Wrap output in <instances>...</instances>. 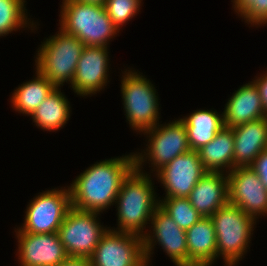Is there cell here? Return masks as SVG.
Segmentation results:
<instances>
[{"instance_id": "cell-20", "label": "cell", "mask_w": 267, "mask_h": 266, "mask_svg": "<svg viewBox=\"0 0 267 266\" xmlns=\"http://www.w3.org/2000/svg\"><path fill=\"white\" fill-rule=\"evenodd\" d=\"M197 152L207 172L229 173L234 169L232 128L224 127L221 129L210 142L198 149Z\"/></svg>"}, {"instance_id": "cell-5", "label": "cell", "mask_w": 267, "mask_h": 266, "mask_svg": "<svg viewBox=\"0 0 267 266\" xmlns=\"http://www.w3.org/2000/svg\"><path fill=\"white\" fill-rule=\"evenodd\" d=\"M41 43L36 51L35 70L57 88L65 82L71 84L85 45L61 28Z\"/></svg>"}, {"instance_id": "cell-4", "label": "cell", "mask_w": 267, "mask_h": 266, "mask_svg": "<svg viewBox=\"0 0 267 266\" xmlns=\"http://www.w3.org/2000/svg\"><path fill=\"white\" fill-rule=\"evenodd\" d=\"M210 218L216 233L218 260L222 257L224 266H236L250 248L257 221L230 203L219 208Z\"/></svg>"}, {"instance_id": "cell-24", "label": "cell", "mask_w": 267, "mask_h": 266, "mask_svg": "<svg viewBox=\"0 0 267 266\" xmlns=\"http://www.w3.org/2000/svg\"><path fill=\"white\" fill-rule=\"evenodd\" d=\"M26 0H0V37L28 27L37 28V23L28 18ZM35 28V29H34Z\"/></svg>"}, {"instance_id": "cell-31", "label": "cell", "mask_w": 267, "mask_h": 266, "mask_svg": "<svg viewBox=\"0 0 267 266\" xmlns=\"http://www.w3.org/2000/svg\"><path fill=\"white\" fill-rule=\"evenodd\" d=\"M83 3H90V4H101L104 5L106 0H77Z\"/></svg>"}, {"instance_id": "cell-11", "label": "cell", "mask_w": 267, "mask_h": 266, "mask_svg": "<svg viewBox=\"0 0 267 266\" xmlns=\"http://www.w3.org/2000/svg\"><path fill=\"white\" fill-rule=\"evenodd\" d=\"M89 259L92 266H147L143 238L110 227Z\"/></svg>"}, {"instance_id": "cell-22", "label": "cell", "mask_w": 267, "mask_h": 266, "mask_svg": "<svg viewBox=\"0 0 267 266\" xmlns=\"http://www.w3.org/2000/svg\"><path fill=\"white\" fill-rule=\"evenodd\" d=\"M70 108L66 95L61 92V88L55 87L30 116L38 128L55 132L67 124Z\"/></svg>"}, {"instance_id": "cell-18", "label": "cell", "mask_w": 267, "mask_h": 266, "mask_svg": "<svg viewBox=\"0 0 267 266\" xmlns=\"http://www.w3.org/2000/svg\"><path fill=\"white\" fill-rule=\"evenodd\" d=\"M234 168L248 167L267 148V117L232 128Z\"/></svg>"}, {"instance_id": "cell-28", "label": "cell", "mask_w": 267, "mask_h": 266, "mask_svg": "<svg viewBox=\"0 0 267 266\" xmlns=\"http://www.w3.org/2000/svg\"><path fill=\"white\" fill-rule=\"evenodd\" d=\"M249 167L257 173L261 182L267 189V148L258 155Z\"/></svg>"}, {"instance_id": "cell-21", "label": "cell", "mask_w": 267, "mask_h": 266, "mask_svg": "<svg viewBox=\"0 0 267 266\" xmlns=\"http://www.w3.org/2000/svg\"><path fill=\"white\" fill-rule=\"evenodd\" d=\"M187 130L188 144L191 150L197 151L210 142L223 129V114L216 110H195L180 118Z\"/></svg>"}, {"instance_id": "cell-15", "label": "cell", "mask_w": 267, "mask_h": 266, "mask_svg": "<svg viewBox=\"0 0 267 266\" xmlns=\"http://www.w3.org/2000/svg\"><path fill=\"white\" fill-rule=\"evenodd\" d=\"M19 266H56L69 256L58 233H15Z\"/></svg>"}, {"instance_id": "cell-26", "label": "cell", "mask_w": 267, "mask_h": 266, "mask_svg": "<svg viewBox=\"0 0 267 266\" xmlns=\"http://www.w3.org/2000/svg\"><path fill=\"white\" fill-rule=\"evenodd\" d=\"M231 2L238 17L244 19L248 25L253 27L267 25V0H232Z\"/></svg>"}, {"instance_id": "cell-9", "label": "cell", "mask_w": 267, "mask_h": 266, "mask_svg": "<svg viewBox=\"0 0 267 266\" xmlns=\"http://www.w3.org/2000/svg\"><path fill=\"white\" fill-rule=\"evenodd\" d=\"M98 212L82 211L71 207L58 229L61 243L69 257L90 258L109 229L101 225Z\"/></svg>"}, {"instance_id": "cell-17", "label": "cell", "mask_w": 267, "mask_h": 266, "mask_svg": "<svg viewBox=\"0 0 267 266\" xmlns=\"http://www.w3.org/2000/svg\"><path fill=\"white\" fill-rule=\"evenodd\" d=\"M188 199L202 217H211L229 203L227 173L207 172L194 186Z\"/></svg>"}, {"instance_id": "cell-10", "label": "cell", "mask_w": 267, "mask_h": 266, "mask_svg": "<svg viewBox=\"0 0 267 266\" xmlns=\"http://www.w3.org/2000/svg\"><path fill=\"white\" fill-rule=\"evenodd\" d=\"M150 223L152 230L147 229L142 237L147 266H150V257L157 244L162 246L176 266H188L186 231L182 230L160 206L155 209Z\"/></svg>"}, {"instance_id": "cell-8", "label": "cell", "mask_w": 267, "mask_h": 266, "mask_svg": "<svg viewBox=\"0 0 267 266\" xmlns=\"http://www.w3.org/2000/svg\"><path fill=\"white\" fill-rule=\"evenodd\" d=\"M67 188V189H66ZM54 188L38 193L28 203L24 222L16 233H57L71 208L69 187Z\"/></svg>"}, {"instance_id": "cell-29", "label": "cell", "mask_w": 267, "mask_h": 266, "mask_svg": "<svg viewBox=\"0 0 267 266\" xmlns=\"http://www.w3.org/2000/svg\"><path fill=\"white\" fill-rule=\"evenodd\" d=\"M266 73L260 74L258 77H255V80L253 79V82L257 86L259 92H260V97H261V103L263 106L264 111L267 113V71Z\"/></svg>"}, {"instance_id": "cell-25", "label": "cell", "mask_w": 267, "mask_h": 266, "mask_svg": "<svg viewBox=\"0 0 267 266\" xmlns=\"http://www.w3.org/2000/svg\"><path fill=\"white\" fill-rule=\"evenodd\" d=\"M159 206L182 229L187 231L203 217L194 209L188 198H162Z\"/></svg>"}, {"instance_id": "cell-3", "label": "cell", "mask_w": 267, "mask_h": 266, "mask_svg": "<svg viewBox=\"0 0 267 266\" xmlns=\"http://www.w3.org/2000/svg\"><path fill=\"white\" fill-rule=\"evenodd\" d=\"M59 24L85 46L109 47L119 29L112 23L105 5L62 0Z\"/></svg>"}, {"instance_id": "cell-7", "label": "cell", "mask_w": 267, "mask_h": 266, "mask_svg": "<svg viewBox=\"0 0 267 266\" xmlns=\"http://www.w3.org/2000/svg\"><path fill=\"white\" fill-rule=\"evenodd\" d=\"M142 134L148 139L147 147L144 148L146 151L134 153L135 168L141 173H144V163L150 162L149 167H153L150 171L156 173L175 157L191 150L186 127L180 118L172 122L170 120V123L158 124Z\"/></svg>"}, {"instance_id": "cell-16", "label": "cell", "mask_w": 267, "mask_h": 266, "mask_svg": "<svg viewBox=\"0 0 267 266\" xmlns=\"http://www.w3.org/2000/svg\"><path fill=\"white\" fill-rule=\"evenodd\" d=\"M222 114L224 126L228 128L267 117L255 83L250 81L235 90L225 104Z\"/></svg>"}, {"instance_id": "cell-23", "label": "cell", "mask_w": 267, "mask_h": 266, "mask_svg": "<svg viewBox=\"0 0 267 266\" xmlns=\"http://www.w3.org/2000/svg\"><path fill=\"white\" fill-rule=\"evenodd\" d=\"M35 71L34 79L16 87L10 100L13 110L27 116H30L55 88L43 75Z\"/></svg>"}, {"instance_id": "cell-30", "label": "cell", "mask_w": 267, "mask_h": 266, "mask_svg": "<svg viewBox=\"0 0 267 266\" xmlns=\"http://www.w3.org/2000/svg\"><path fill=\"white\" fill-rule=\"evenodd\" d=\"M56 266H92L89 258L68 257Z\"/></svg>"}, {"instance_id": "cell-14", "label": "cell", "mask_w": 267, "mask_h": 266, "mask_svg": "<svg viewBox=\"0 0 267 266\" xmlns=\"http://www.w3.org/2000/svg\"><path fill=\"white\" fill-rule=\"evenodd\" d=\"M109 48L84 46L70 87L79 96H92L109 82Z\"/></svg>"}, {"instance_id": "cell-13", "label": "cell", "mask_w": 267, "mask_h": 266, "mask_svg": "<svg viewBox=\"0 0 267 266\" xmlns=\"http://www.w3.org/2000/svg\"><path fill=\"white\" fill-rule=\"evenodd\" d=\"M206 173L198 152L190 150L175 157L154 173V177H157L165 189L164 198H188L194 186Z\"/></svg>"}, {"instance_id": "cell-19", "label": "cell", "mask_w": 267, "mask_h": 266, "mask_svg": "<svg viewBox=\"0 0 267 266\" xmlns=\"http://www.w3.org/2000/svg\"><path fill=\"white\" fill-rule=\"evenodd\" d=\"M186 243L188 266H212L216 263V233L210 217H203L186 231Z\"/></svg>"}, {"instance_id": "cell-6", "label": "cell", "mask_w": 267, "mask_h": 266, "mask_svg": "<svg viewBox=\"0 0 267 266\" xmlns=\"http://www.w3.org/2000/svg\"><path fill=\"white\" fill-rule=\"evenodd\" d=\"M121 95L127 122L139 134L159 123V98L155 85L136 70L122 71Z\"/></svg>"}, {"instance_id": "cell-2", "label": "cell", "mask_w": 267, "mask_h": 266, "mask_svg": "<svg viewBox=\"0 0 267 266\" xmlns=\"http://www.w3.org/2000/svg\"><path fill=\"white\" fill-rule=\"evenodd\" d=\"M151 175L134 168L122 181L116 197L117 227L112 230L131 233L143 237L146 225L160 204ZM145 230V231H144Z\"/></svg>"}, {"instance_id": "cell-1", "label": "cell", "mask_w": 267, "mask_h": 266, "mask_svg": "<svg viewBox=\"0 0 267 266\" xmlns=\"http://www.w3.org/2000/svg\"><path fill=\"white\" fill-rule=\"evenodd\" d=\"M135 168L134 152L95 162L69 186L71 207L102 213L115 205L122 181Z\"/></svg>"}, {"instance_id": "cell-12", "label": "cell", "mask_w": 267, "mask_h": 266, "mask_svg": "<svg viewBox=\"0 0 267 266\" xmlns=\"http://www.w3.org/2000/svg\"><path fill=\"white\" fill-rule=\"evenodd\" d=\"M227 177L230 204L256 221L261 215H267V189L252 168L235 167Z\"/></svg>"}, {"instance_id": "cell-27", "label": "cell", "mask_w": 267, "mask_h": 266, "mask_svg": "<svg viewBox=\"0 0 267 266\" xmlns=\"http://www.w3.org/2000/svg\"><path fill=\"white\" fill-rule=\"evenodd\" d=\"M143 0H106L105 9L112 23L119 29L139 14Z\"/></svg>"}]
</instances>
